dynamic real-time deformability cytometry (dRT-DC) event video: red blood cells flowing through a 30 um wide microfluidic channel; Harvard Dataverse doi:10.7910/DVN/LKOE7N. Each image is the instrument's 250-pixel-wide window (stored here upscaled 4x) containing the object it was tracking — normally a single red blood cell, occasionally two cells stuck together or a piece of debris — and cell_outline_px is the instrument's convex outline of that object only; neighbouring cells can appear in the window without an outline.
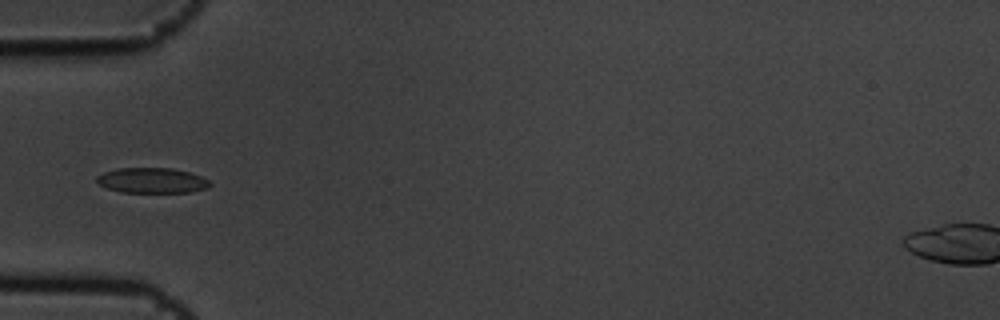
{"species": "common noctule bat (a hibernating species)", "species_latin": "Nyctalus noctula", "temperature_condition": "cold", "stored_images_in_passage": 11, "camera_frame_rate_fps": 3000, "um_per_image_px": 0.085, "animal": {"sex": "male", "body_mass_g": 19.5, "forearm_length_mm": 54.6}, "frame": {"image": 1, "passage_image": 5, "time_ms": 1.333, "image_size_px": [1000, 320], "cell_outline_px": [[212, 184], [208, 188], [192, 192], [120, 192], [96, 184], [96, 176], [104, 172], [116, 168], [172, 168], [188, 172], [200, 176], [208, 180]], "centroid_in_image_um": [12.89, 15.34], "position_along_channel_um": 72.1, "area_um2": 16.76}}
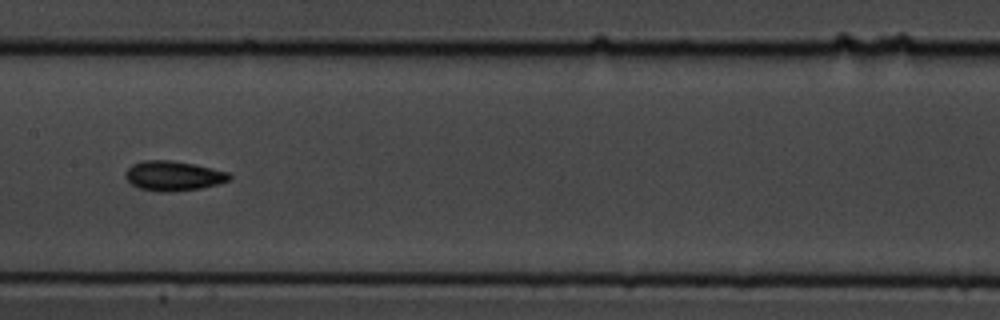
{"frame": {"image": 2, "passage_image": 8, "time_ms": 2.333, "image_size_px": [1000, 320], "cell_outline_px": [[232, 176], [228, 180], [220, 184], [200, 188], [168, 192], [160, 192], [140, 188], [132, 184], [124, 176], [124, 172], [132, 164], [144, 160], [172, 160], [196, 164], [228, 172]], "centroid_in_image_um": [14.73, 14.94], "position_along_channel_um": 192.7, "area_um2": 18.09}}
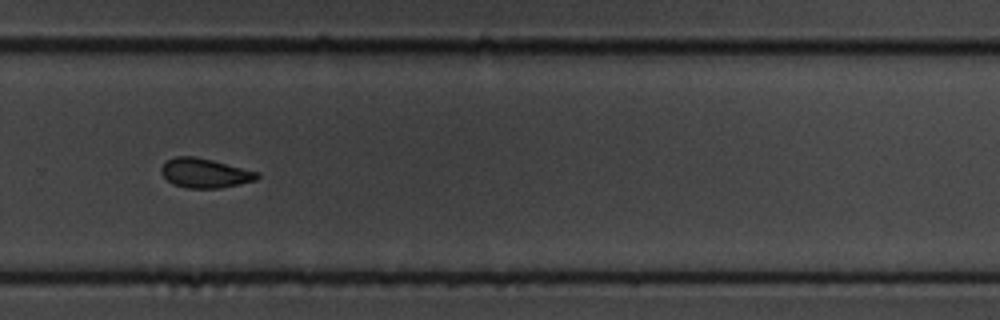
{"frame": {"image": 3, "passage_image": 11, "time_ms": 3.333, "image_size_px": [1000, 320], "cell_outline_px": [[260, 176], [256, 180], [220, 188], [188, 188], [172, 184], [160, 172], [160, 168], [168, 160], [176, 156], [196, 156], [260, 172]], "centroid_in_image_um": [17.42, 14.71], "position_along_channel_um": 312.4, "area_um2": 16.42}}